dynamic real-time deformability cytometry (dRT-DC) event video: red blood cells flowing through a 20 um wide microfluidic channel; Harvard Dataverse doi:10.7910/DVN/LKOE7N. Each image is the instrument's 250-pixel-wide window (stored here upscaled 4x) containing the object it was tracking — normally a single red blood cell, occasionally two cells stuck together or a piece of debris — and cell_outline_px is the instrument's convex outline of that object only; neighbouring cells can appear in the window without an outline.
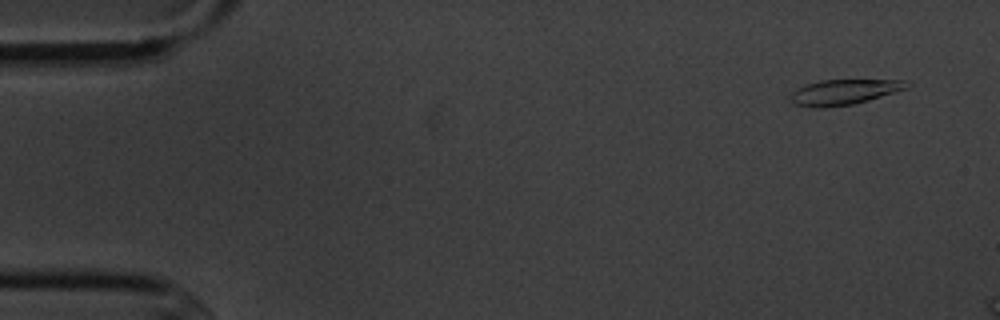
{"species": "common noctule bat (a hibernating species)", "species_latin": "Nyctalus noctula", "temperature_condition": "cold", "stored_images_in_passage": 3, "camera_frame_rate_fps": 3000, "um_per_image_px": 0.085, "animal": {"sex": "male", "body_mass_g": 20.1, "forearm_length_mm": 53.5}, "frame": {"image": 1, "passage_image": 1, "time_ms": 0.0, "image_size_px": [1000, 320], "cell_outline_px": [[912, 84], [908, 88], [868, 100], [852, 104], [820, 108], [812, 108], [792, 104], [788, 96], [796, 88], [804, 84], [820, 80], [904, 80]], "centroid_in_image_um": [71.67, 7.82], "position_along_channel_um": 13.3, "area_um2": 17.34}}